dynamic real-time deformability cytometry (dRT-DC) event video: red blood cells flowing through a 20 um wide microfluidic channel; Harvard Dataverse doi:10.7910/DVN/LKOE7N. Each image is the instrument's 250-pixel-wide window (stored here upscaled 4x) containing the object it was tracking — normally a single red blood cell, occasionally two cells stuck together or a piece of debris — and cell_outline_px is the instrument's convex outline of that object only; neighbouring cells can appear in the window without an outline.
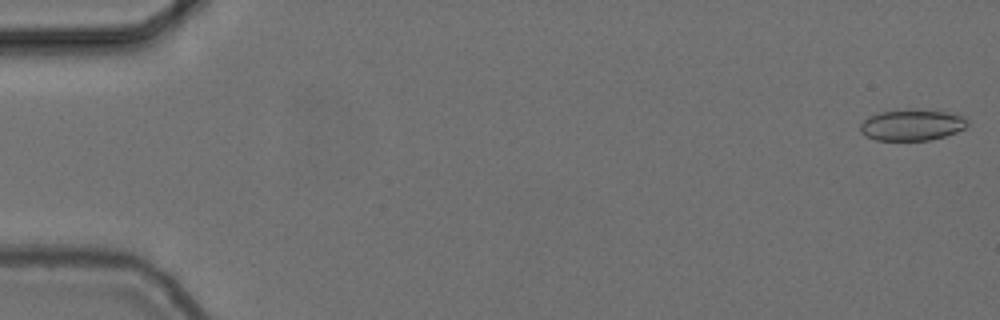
{"species": "common noctule bat (a hibernating species)", "species_latin": "Nyctalus noctula", "temperature_condition": "cold", "stored_images_in_passage": 10, "camera_frame_rate_fps": 3000, "um_per_image_px": 0.085, "animal": {"sex": "female", "body_mass_g": 24.6, "forearm_length_mm": 56.2}, "frame": {"image": 1, "passage_image": 1, "time_ms": 0.0, "image_size_px": [1000, 320], "cell_outline_px": [[968, 124], [964, 128], [956, 132], [944, 136], [928, 140], [876, 140], [864, 136], [860, 132], [860, 124], [868, 116], [880, 112], [948, 112], [960, 116], [968, 120]], "centroid_in_image_um": [77.46, 10.67], "position_along_channel_um": 7.5, "area_um2": 18.61}}